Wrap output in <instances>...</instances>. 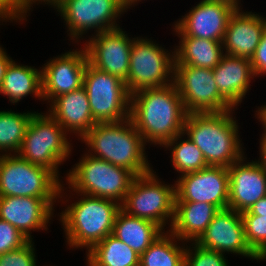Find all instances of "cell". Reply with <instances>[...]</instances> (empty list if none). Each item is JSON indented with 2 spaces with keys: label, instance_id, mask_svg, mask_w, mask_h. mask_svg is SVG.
Returning <instances> with one entry per match:
<instances>
[{
  "label": "cell",
  "instance_id": "obj_41",
  "mask_svg": "<svg viewBox=\"0 0 266 266\" xmlns=\"http://www.w3.org/2000/svg\"><path fill=\"white\" fill-rule=\"evenodd\" d=\"M59 0H26V15L27 13L30 11L31 7H33L34 3H38L40 4V2L45 3L47 5H51L54 6Z\"/></svg>",
  "mask_w": 266,
  "mask_h": 266
},
{
  "label": "cell",
  "instance_id": "obj_38",
  "mask_svg": "<svg viewBox=\"0 0 266 266\" xmlns=\"http://www.w3.org/2000/svg\"><path fill=\"white\" fill-rule=\"evenodd\" d=\"M11 61L12 59L10 56H8L4 49L0 46V87L5 76L6 68Z\"/></svg>",
  "mask_w": 266,
  "mask_h": 266
},
{
  "label": "cell",
  "instance_id": "obj_6",
  "mask_svg": "<svg viewBox=\"0 0 266 266\" xmlns=\"http://www.w3.org/2000/svg\"><path fill=\"white\" fill-rule=\"evenodd\" d=\"M67 135L50 114L35 112L17 155L34 165L49 169L59 179L58 167L72 152Z\"/></svg>",
  "mask_w": 266,
  "mask_h": 266
},
{
  "label": "cell",
  "instance_id": "obj_37",
  "mask_svg": "<svg viewBox=\"0 0 266 266\" xmlns=\"http://www.w3.org/2000/svg\"><path fill=\"white\" fill-rule=\"evenodd\" d=\"M247 212L251 215L266 216V197L255 202Z\"/></svg>",
  "mask_w": 266,
  "mask_h": 266
},
{
  "label": "cell",
  "instance_id": "obj_18",
  "mask_svg": "<svg viewBox=\"0 0 266 266\" xmlns=\"http://www.w3.org/2000/svg\"><path fill=\"white\" fill-rule=\"evenodd\" d=\"M59 198L0 197V219L9 222L26 238H31V230H47L53 216V205Z\"/></svg>",
  "mask_w": 266,
  "mask_h": 266
},
{
  "label": "cell",
  "instance_id": "obj_29",
  "mask_svg": "<svg viewBox=\"0 0 266 266\" xmlns=\"http://www.w3.org/2000/svg\"><path fill=\"white\" fill-rule=\"evenodd\" d=\"M35 112L15 113L0 111V151L17 154L25 137L27 126ZM9 151V152H8ZM12 152V153H11Z\"/></svg>",
  "mask_w": 266,
  "mask_h": 266
},
{
  "label": "cell",
  "instance_id": "obj_32",
  "mask_svg": "<svg viewBox=\"0 0 266 266\" xmlns=\"http://www.w3.org/2000/svg\"><path fill=\"white\" fill-rule=\"evenodd\" d=\"M191 246L192 249L186 244L184 266H229L224 254L201 247L196 242Z\"/></svg>",
  "mask_w": 266,
  "mask_h": 266
},
{
  "label": "cell",
  "instance_id": "obj_26",
  "mask_svg": "<svg viewBox=\"0 0 266 266\" xmlns=\"http://www.w3.org/2000/svg\"><path fill=\"white\" fill-rule=\"evenodd\" d=\"M175 47L174 65L214 69L224 55L222 42L202 38L180 37Z\"/></svg>",
  "mask_w": 266,
  "mask_h": 266
},
{
  "label": "cell",
  "instance_id": "obj_23",
  "mask_svg": "<svg viewBox=\"0 0 266 266\" xmlns=\"http://www.w3.org/2000/svg\"><path fill=\"white\" fill-rule=\"evenodd\" d=\"M218 211L211 203L175 202L174 219L169 231L182 243L196 242Z\"/></svg>",
  "mask_w": 266,
  "mask_h": 266
},
{
  "label": "cell",
  "instance_id": "obj_30",
  "mask_svg": "<svg viewBox=\"0 0 266 266\" xmlns=\"http://www.w3.org/2000/svg\"><path fill=\"white\" fill-rule=\"evenodd\" d=\"M184 135V133L178 134L163 146L167 149H172V166L177 172L181 173V175L196 172L208 166L202 151L189 139V137H185L186 140H183L182 137H184Z\"/></svg>",
  "mask_w": 266,
  "mask_h": 266
},
{
  "label": "cell",
  "instance_id": "obj_1",
  "mask_svg": "<svg viewBox=\"0 0 266 266\" xmlns=\"http://www.w3.org/2000/svg\"><path fill=\"white\" fill-rule=\"evenodd\" d=\"M187 114L174 82L143 89L130 96L129 119L145 144L164 146L183 133Z\"/></svg>",
  "mask_w": 266,
  "mask_h": 266
},
{
  "label": "cell",
  "instance_id": "obj_34",
  "mask_svg": "<svg viewBox=\"0 0 266 266\" xmlns=\"http://www.w3.org/2000/svg\"><path fill=\"white\" fill-rule=\"evenodd\" d=\"M28 241L17 228L0 219V255L21 248Z\"/></svg>",
  "mask_w": 266,
  "mask_h": 266
},
{
  "label": "cell",
  "instance_id": "obj_2",
  "mask_svg": "<svg viewBox=\"0 0 266 266\" xmlns=\"http://www.w3.org/2000/svg\"><path fill=\"white\" fill-rule=\"evenodd\" d=\"M233 111L187 114L183 133L202 151L207 165L230 167L245 155Z\"/></svg>",
  "mask_w": 266,
  "mask_h": 266
},
{
  "label": "cell",
  "instance_id": "obj_40",
  "mask_svg": "<svg viewBox=\"0 0 266 266\" xmlns=\"http://www.w3.org/2000/svg\"><path fill=\"white\" fill-rule=\"evenodd\" d=\"M257 115V119H259V121H261L264 130V133L262 135L266 136V105L265 106H261L260 108H258V110L256 111Z\"/></svg>",
  "mask_w": 266,
  "mask_h": 266
},
{
  "label": "cell",
  "instance_id": "obj_20",
  "mask_svg": "<svg viewBox=\"0 0 266 266\" xmlns=\"http://www.w3.org/2000/svg\"><path fill=\"white\" fill-rule=\"evenodd\" d=\"M266 17L236 8L223 39L224 54L251 59L266 29Z\"/></svg>",
  "mask_w": 266,
  "mask_h": 266
},
{
  "label": "cell",
  "instance_id": "obj_33",
  "mask_svg": "<svg viewBox=\"0 0 266 266\" xmlns=\"http://www.w3.org/2000/svg\"><path fill=\"white\" fill-rule=\"evenodd\" d=\"M34 242L29 240L21 248L0 255V266H37Z\"/></svg>",
  "mask_w": 266,
  "mask_h": 266
},
{
  "label": "cell",
  "instance_id": "obj_25",
  "mask_svg": "<svg viewBox=\"0 0 266 266\" xmlns=\"http://www.w3.org/2000/svg\"><path fill=\"white\" fill-rule=\"evenodd\" d=\"M6 95L11 103L30 95L44 100L42 95V69L20 65L12 60L6 68L0 94Z\"/></svg>",
  "mask_w": 266,
  "mask_h": 266
},
{
  "label": "cell",
  "instance_id": "obj_16",
  "mask_svg": "<svg viewBox=\"0 0 266 266\" xmlns=\"http://www.w3.org/2000/svg\"><path fill=\"white\" fill-rule=\"evenodd\" d=\"M196 243L222 254L230 252L261 261L246 242L241 213L230 208L221 209L215 214Z\"/></svg>",
  "mask_w": 266,
  "mask_h": 266
},
{
  "label": "cell",
  "instance_id": "obj_24",
  "mask_svg": "<svg viewBox=\"0 0 266 266\" xmlns=\"http://www.w3.org/2000/svg\"><path fill=\"white\" fill-rule=\"evenodd\" d=\"M164 232L154 222L129 215L120 209L115 218L112 235L141 255Z\"/></svg>",
  "mask_w": 266,
  "mask_h": 266
},
{
  "label": "cell",
  "instance_id": "obj_5",
  "mask_svg": "<svg viewBox=\"0 0 266 266\" xmlns=\"http://www.w3.org/2000/svg\"><path fill=\"white\" fill-rule=\"evenodd\" d=\"M66 176L69 189L90 196L123 203L136 175L126 168L115 166L84 154Z\"/></svg>",
  "mask_w": 266,
  "mask_h": 266
},
{
  "label": "cell",
  "instance_id": "obj_10",
  "mask_svg": "<svg viewBox=\"0 0 266 266\" xmlns=\"http://www.w3.org/2000/svg\"><path fill=\"white\" fill-rule=\"evenodd\" d=\"M139 38V39H138ZM155 42L136 37L130 52V65L126 82L128 92L162 87L173 83L174 51L172 54Z\"/></svg>",
  "mask_w": 266,
  "mask_h": 266
},
{
  "label": "cell",
  "instance_id": "obj_22",
  "mask_svg": "<svg viewBox=\"0 0 266 266\" xmlns=\"http://www.w3.org/2000/svg\"><path fill=\"white\" fill-rule=\"evenodd\" d=\"M214 80L220 95L233 107L248 93L254 72L250 59L224 54L213 69Z\"/></svg>",
  "mask_w": 266,
  "mask_h": 266
},
{
  "label": "cell",
  "instance_id": "obj_7",
  "mask_svg": "<svg viewBox=\"0 0 266 266\" xmlns=\"http://www.w3.org/2000/svg\"><path fill=\"white\" fill-rule=\"evenodd\" d=\"M63 187L49 169L0 153V197L62 198Z\"/></svg>",
  "mask_w": 266,
  "mask_h": 266
},
{
  "label": "cell",
  "instance_id": "obj_42",
  "mask_svg": "<svg viewBox=\"0 0 266 266\" xmlns=\"http://www.w3.org/2000/svg\"><path fill=\"white\" fill-rule=\"evenodd\" d=\"M139 1L141 0H123L126 9H129L130 7H132V4L133 6L136 5L135 3H138Z\"/></svg>",
  "mask_w": 266,
  "mask_h": 266
},
{
  "label": "cell",
  "instance_id": "obj_3",
  "mask_svg": "<svg viewBox=\"0 0 266 266\" xmlns=\"http://www.w3.org/2000/svg\"><path fill=\"white\" fill-rule=\"evenodd\" d=\"M81 141L90 147V156L126 168L136 176L152 170L145 156L146 144L130 119L96 123Z\"/></svg>",
  "mask_w": 266,
  "mask_h": 266
},
{
  "label": "cell",
  "instance_id": "obj_17",
  "mask_svg": "<svg viewBox=\"0 0 266 266\" xmlns=\"http://www.w3.org/2000/svg\"><path fill=\"white\" fill-rule=\"evenodd\" d=\"M88 62L85 47L53 57L42 67V95L50 103L59 95L83 86V75Z\"/></svg>",
  "mask_w": 266,
  "mask_h": 266
},
{
  "label": "cell",
  "instance_id": "obj_35",
  "mask_svg": "<svg viewBox=\"0 0 266 266\" xmlns=\"http://www.w3.org/2000/svg\"><path fill=\"white\" fill-rule=\"evenodd\" d=\"M255 77L266 74V29L253 56L250 59Z\"/></svg>",
  "mask_w": 266,
  "mask_h": 266
},
{
  "label": "cell",
  "instance_id": "obj_36",
  "mask_svg": "<svg viewBox=\"0 0 266 266\" xmlns=\"http://www.w3.org/2000/svg\"><path fill=\"white\" fill-rule=\"evenodd\" d=\"M3 20V21H2ZM23 21L24 17L6 0H0V21Z\"/></svg>",
  "mask_w": 266,
  "mask_h": 266
},
{
  "label": "cell",
  "instance_id": "obj_11",
  "mask_svg": "<svg viewBox=\"0 0 266 266\" xmlns=\"http://www.w3.org/2000/svg\"><path fill=\"white\" fill-rule=\"evenodd\" d=\"M53 8L64 19L69 38L77 42L90 29L97 34L120 28L116 20L127 12L123 0H59Z\"/></svg>",
  "mask_w": 266,
  "mask_h": 266
},
{
  "label": "cell",
  "instance_id": "obj_12",
  "mask_svg": "<svg viewBox=\"0 0 266 266\" xmlns=\"http://www.w3.org/2000/svg\"><path fill=\"white\" fill-rule=\"evenodd\" d=\"M173 82L187 113L234 110L220 95L214 80L213 69L174 65Z\"/></svg>",
  "mask_w": 266,
  "mask_h": 266
},
{
  "label": "cell",
  "instance_id": "obj_8",
  "mask_svg": "<svg viewBox=\"0 0 266 266\" xmlns=\"http://www.w3.org/2000/svg\"><path fill=\"white\" fill-rule=\"evenodd\" d=\"M159 180L153 169L136 176L121 209L129 215L154 222L165 231L168 221L171 227L174 219L175 183L167 185Z\"/></svg>",
  "mask_w": 266,
  "mask_h": 266
},
{
  "label": "cell",
  "instance_id": "obj_28",
  "mask_svg": "<svg viewBox=\"0 0 266 266\" xmlns=\"http://www.w3.org/2000/svg\"><path fill=\"white\" fill-rule=\"evenodd\" d=\"M177 241L181 240L165 231L140 255L139 266H184L186 247L177 245Z\"/></svg>",
  "mask_w": 266,
  "mask_h": 266
},
{
  "label": "cell",
  "instance_id": "obj_43",
  "mask_svg": "<svg viewBox=\"0 0 266 266\" xmlns=\"http://www.w3.org/2000/svg\"><path fill=\"white\" fill-rule=\"evenodd\" d=\"M214 1H224V2H228L229 4L233 5L236 8H240V0H214Z\"/></svg>",
  "mask_w": 266,
  "mask_h": 266
},
{
  "label": "cell",
  "instance_id": "obj_21",
  "mask_svg": "<svg viewBox=\"0 0 266 266\" xmlns=\"http://www.w3.org/2000/svg\"><path fill=\"white\" fill-rule=\"evenodd\" d=\"M48 113L68 133L81 139L97 122L91 114L88 96L84 87L59 95L50 103Z\"/></svg>",
  "mask_w": 266,
  "mask_h": 266
},
{
  "label": "cell",
  "instance_id": "obj_31",
  "mask_svg": "<svg viewBox=\"0 0 266 266\" xmlns=\"http://www.w3.org/2000/svg\"><path fill=\"white\" fill-rule=\"evenodd\" d=\"M245 239L251 250L261 259H266V216L241 212Z\"/></svg>",
  "mask_w": 266,
  "mask_h": 266
},
{
  "label": "cell",
  "instance_id": "obj_4",
  "mask_svg": "<svg viewBox=\"0 0 266 266\" xmlns=\"http://www.w3.org/2000/svg\"><path fill=\"white\" fill-rule=\"evenodd\" d=\"M80 200L68 205L60 214V221L70 248L88 251L111 235L121 205L116 201L82 193Z\"/></svg>",
  "mask_w": 266,
  "mask_h": 266
},
{
  "label": "cell",
  "instance_id": "obj_19",
  "mask_svg": "<svg viewBox=\"0 0 266 266\" xmlns=\"http://www.w3.org/2000/svg\"><path fill=\"white\" fill-rule=\"evenodd\" d=\"M244 159L247 158L243 156L228 167V208L240 213L266 197V174L262 167L258 161L247 162Z\"/></svg>",
  "mask_w": 266,
  "mask_h": 266
},
{
  "label": "cell",
  "instance_id": "obj_15",
  "mask_svg": "<svg viewBox=\"0 0 266 266\" xmlns=\"http://www.w3.org/2000/svg\"><path fill=\"white\" fill-rule=\"evenodd\" d=\"M236 7L224 1L202 0L174 25L178 37L223 42L229 18Z\"/></svg>",
  "mask_w": 266,
  "mask_h": 266
},
{
  "label": "cell",
  "instance_id": "obj_27",
  "mask_svg": "<svg viewBox=\"0 0 266 266\" xmlns=\"http://www.w3.org/2000/svg\"><path fill=\"white\" fill-rule=\"evenodd\" d=\"M86 253L87 266H139L140 255L112 234Z\"/></svg>",
  "mask_w": 266,
  "mask_h": 266
},
{
  "label": "cell",
  "instance_id": "obj_14",
  "mask_svg": "<svg viewBox=\"0 0 266 266\" xmlns=\"http://www.w3.org/2000/svg\"><path fill=\"white\" fill-rule=\"evenodd\" d=\"M93 36V37H92ZM85 43L88 62L98 70L127 82L130 52L135 39L129 38L122 28L92 34Z\"/></svg>",
  "mask_w": 266,
  "mask_h": 266
},
{
  "label": "cell",
  "instance_id": "obj_13",
  "mask_svg": "<svg viewBox=\"0 0 266 266\" xmlns=\"http://www.w3.org/2000/svg\"><path fill=\"white\" fill-rule=\"evenodd\" d=\"M229 187L228 167L208 165L179 176L175 182V202H205L219 210L226 209Z\"/></svg>",
  "mask_w": 266,
  "mask_h": 266
},
{
  "label": "cell",
  "instance_id": "obj_39",
  "mask_svg": "<svg viewBox=\"0 0 266 266\" xmlns=\"http://www.w3.org/2000/svg\"><path fill=\"white\" fill-rule=\"evenodd\" d=\"M260 159L258 163L262 167L264 173L266 174V136L262 135L260 138Z\"/></svg>",
  "mask_w": 266,
  "mask_h": 266
},
{
  "label": "cell",
  "instance_id": "obj_9",
  "mask_svg": "<svg viewBox=\"0 0 266 266\" xmlns=\"http://www.w3.org/2000/svg\"><path fill=\"white\" fill-rule=\"evenodd\" d=\"M83 87L91 114L97 123L120 122L129 119L130 93L120 78L98 70L87 62Z\"/></svg>",
  "mask_w": 266,
  "mask_h": 266
}]
</instances>
